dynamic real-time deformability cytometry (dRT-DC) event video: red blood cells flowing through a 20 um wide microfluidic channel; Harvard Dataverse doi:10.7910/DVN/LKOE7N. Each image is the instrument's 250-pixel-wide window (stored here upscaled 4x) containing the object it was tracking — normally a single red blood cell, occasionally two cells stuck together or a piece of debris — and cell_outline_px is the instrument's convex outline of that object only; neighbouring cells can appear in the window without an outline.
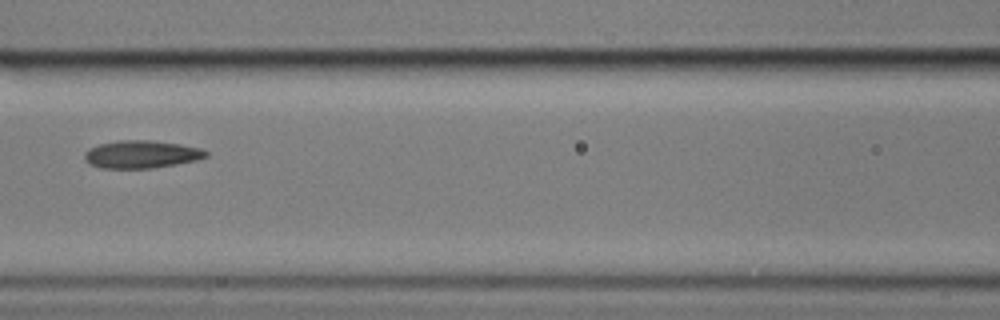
{"species": "common noctule bat (a hibernating species)", "species_latin": "Nyctalus noctula", "temperature_condition": "cold", "stored_images_in_passage": 9, "camera_frame_rate_fps": 3000, "um_per_image_px": 0.085, "animal": {"sex": "male", "body_mass_g": 17.9}, "frame": {"image": 1, "passage_image": 9, "time_ms": 9.667, "image_size_px": [1000, 320], "cell_outline_px": [[208, 156], [196, 160], [176, 164], [152, 168], [100, 168], [88, 164], [84, 160], [84, 152], [88, 148], [100, 144], [120, 140], [148, 140], [180, 144], [204, 148], [208, 152]], "centroid_in_image_um": [12.01, 13.12], "position_along_channel_um": 154.6, "area_um2": 19.77}}